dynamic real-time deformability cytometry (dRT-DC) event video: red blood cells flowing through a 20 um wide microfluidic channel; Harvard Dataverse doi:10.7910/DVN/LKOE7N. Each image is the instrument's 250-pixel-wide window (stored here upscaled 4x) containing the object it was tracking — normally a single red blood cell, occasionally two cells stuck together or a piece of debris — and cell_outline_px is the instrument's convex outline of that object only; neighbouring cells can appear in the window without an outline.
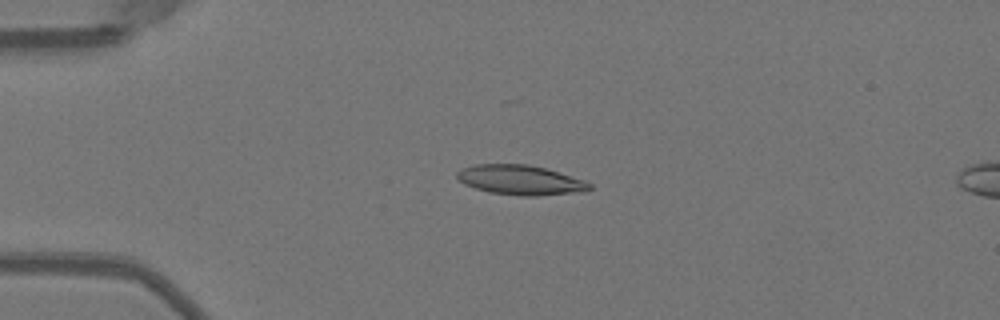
{"species": "Egyptian fruit bat (a non-hibernating species)", "species_latin": "Rousettus aegyptiacus", "temperature_condition": "warm", "stored_images_in_passage": 11, "camera_frame_rate_fps": 3000, "um_per_image_px": 0.085, "animal": {"sex": "female"}, "frame": {"image": 1, "passage_image": 7, "time_ms": 2.0, "image_size_px": [1000, 320], "cell_outline_px": [[592, 188], [588, 192], [536, 196], [520, 196], [488, 192], [464, 184], [456, 180], [456, 172], [464, 168], [476, 164], [528, 164], [544, 168], [584, 180], [592, 184]], "centroid_in_image_um": [44.25, 15.32], "position_along_channel_um": 40.7, "area_um2": 23.18}}